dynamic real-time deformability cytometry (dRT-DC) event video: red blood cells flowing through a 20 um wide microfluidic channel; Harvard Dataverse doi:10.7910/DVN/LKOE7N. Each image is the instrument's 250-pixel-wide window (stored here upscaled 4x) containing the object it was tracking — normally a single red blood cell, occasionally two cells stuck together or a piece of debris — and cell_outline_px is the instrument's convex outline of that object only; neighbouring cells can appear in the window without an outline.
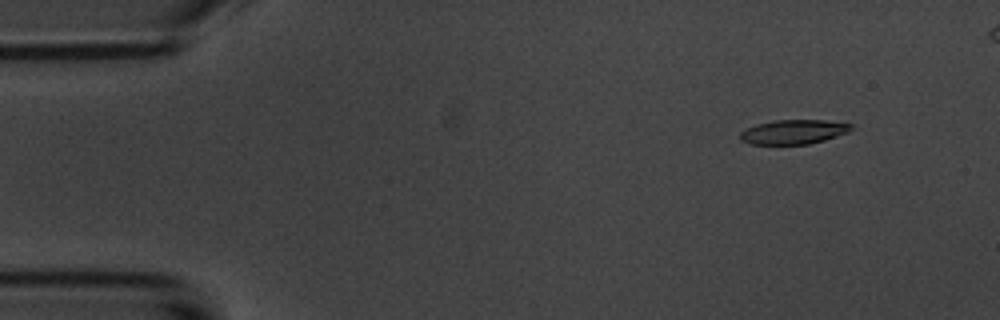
{"species": "common noctule bat (a hibernating species)", "species_latin": "Nyctalus noctula", "temperature_condition": "room temperature", "stored_images_in_passage": 6, "camera_frame_rate_fps": 3000, "um_per_image_px": 0.085, "animal": {"sex": "male", "body_mass_g": 20.1, "forearm_length_mm": 53.5}, "frame": {"image": 1, "passage_image": 2, "time_ms": 1.0, "image_size_px": [1000, 320], "cell_outline_px": [[852, 128], [848, 132], [824, 140], [808, 144], [752, 144], [740, 140], [740, 132], [756, 124], [776, 120], [824, 120], [852, 124]], "centroid_in_image_um": [67.44, 11.21], "position_along_channel_um": 17.6, "area_um2": 15.61}}